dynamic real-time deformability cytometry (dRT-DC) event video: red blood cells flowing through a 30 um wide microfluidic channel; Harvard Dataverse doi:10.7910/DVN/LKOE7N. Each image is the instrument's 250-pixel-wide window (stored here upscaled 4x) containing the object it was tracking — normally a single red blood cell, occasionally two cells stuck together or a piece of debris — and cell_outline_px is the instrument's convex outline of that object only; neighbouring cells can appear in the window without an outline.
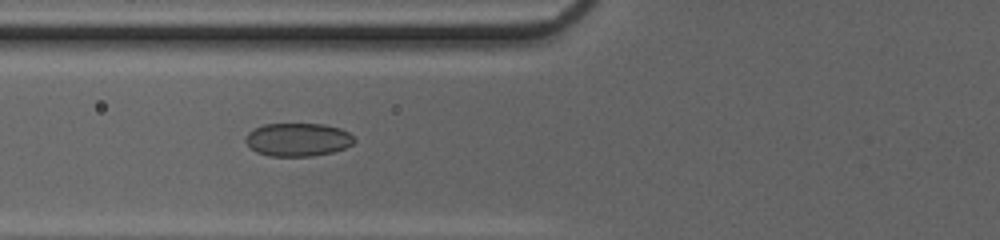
{"species": "common noctule bat (a hibernating species)", "species_latin": "Nyctalus noctula", "temperature_condition": "cold", "stored_images_in_passage": 39, "camera_frame_rate_fps": 3000, "um_per_image_px": 0.085, "animal": {"sex": "female", "body_mass_g": 20.0, "forearm_length_mm": 54.0}, "frame": {"image": 1, "passage_image": 10, "time_ms": 3.0, "image_size_px": [1000, 240], "cell_outline_px": [[356, 140], [352, 144], [344, 148], [332, 152], [312, 156], [268, 156], [256, 152], [244, 140], [248, 132], [264, 124], [324, 124], [340, 128], [348, 132]], "centroid_in_image_um": [25.32, 11.87], "position_along_channel_um": 100.5, "area_um2": 20.98}}
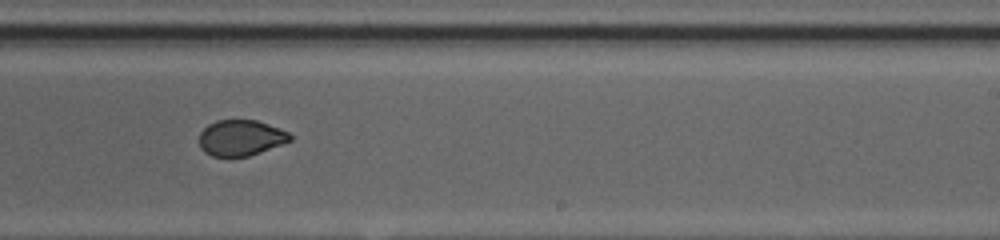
{"frame": {"image": 2, "passage_image": 22, "time_ms": 7.0, "image_size_px": [1000, 240], "cell_outline_px": [[292, 140], [260, 152], [248, 156], [212, 156], [204, 152], [200, 148], [200, 132], [208, 124], [216, 120], [256, 120], [280, 128], [288, 132], [292, 136]], "centroid_in_image_um": [20.46, 11.71], "position_along_channel_um": 268.5, "area_um2": 18.9}}
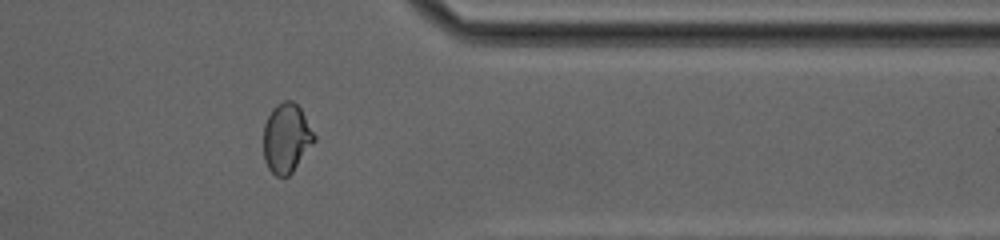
{"frame": {"image": 3, "passage_image": 31, "time_ms": 10.0, "image_size_px": [1000, 240], "cell_outline_px": [[316, 140], [292, 172], [288, 176], [276, 176], [268, 168], [264, 160], [264, 124], [272, 108], [276, 104], [284, 100], [292, 100], [300, 108], [316, 136]], "centroid_in_image_um": [24.34, 11.73], "position_along_channel_um": 387.1, "area_um2": 20.46}, "authors_computed_cell_mechanics": {"area_um2": 20.808, "velocity_mm_per_s": 4.194, "shape_relaxation_time_tau1_ms": 8.1454, "shape_relaxation_time_tau2_ms": null, "deformation_change_tau1": 0.1735, "deformation_change_tau2": null}}